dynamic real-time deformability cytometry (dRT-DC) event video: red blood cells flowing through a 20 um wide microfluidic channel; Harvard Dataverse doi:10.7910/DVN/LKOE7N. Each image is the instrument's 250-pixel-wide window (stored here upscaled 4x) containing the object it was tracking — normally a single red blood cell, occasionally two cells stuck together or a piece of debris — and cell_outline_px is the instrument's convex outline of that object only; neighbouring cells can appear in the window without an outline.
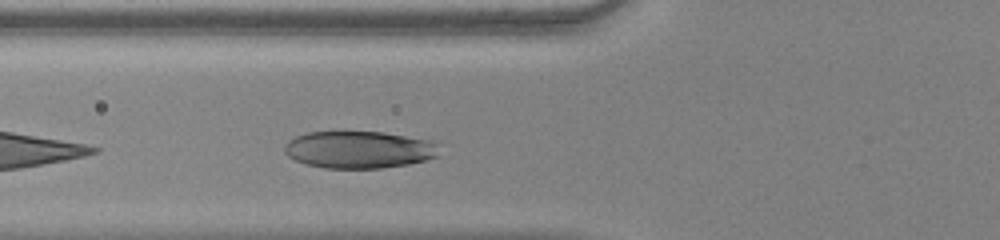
{"species": "human", "species_latin": "Homo sapiens", "temperature_condition": "warm", "stored_images_in_passage": 28, "camera_frame_rate_fps": 3000, "um_per_image_px": 0.085, "donor": {"sex": "female"}, "frame": {"image": 1, "passage_image": 4, "time_ms": 1.0, "image_size_px": [1000, 240], "cell_outline_px": [[440, 144], [436, 156], [424, 160], [408, 164], [380, 168], [324, 168], [308, 164], [296, 160], [288, 156], [284, 152], [284, 144], [288, 140], [296, 136], [308, 132], [384, 132], [436, 140]], "centroid_in_image_um": [30.55, 12.71], "position_along_channel_um": 95.3, "area_um2": 33.76}}
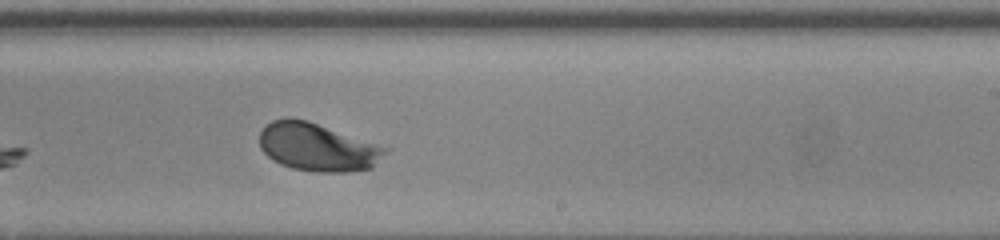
{"frame": {"image": 2, "passage_image": 17, "time_ms": 5.333, "image_size_px": [1000, 240], "cell_outline_px": [[392, 148], [372, 168], [348, 172], [312, 172], [292, 168], [280, 164], [272, 160], [260, 148], [260, 132], [272, 120], [308, 120]], "centroid_in_image_um": [27.06, 12.53], "position_along_channel_um": 261.9, "area_um2": 35.26}}
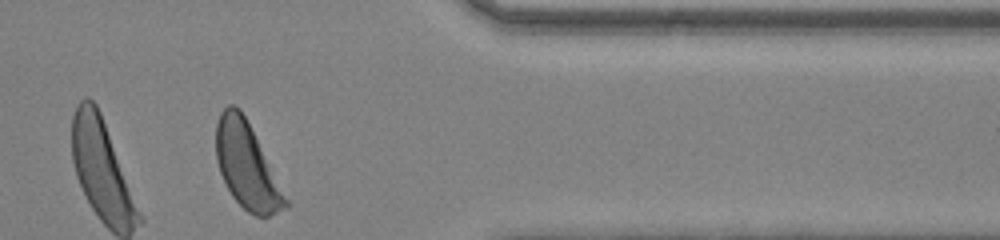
{"frame": {"image": 3, "passage_image": 28, "time_ms": 9.0, "image_size_px": [1000, 240], "cell_outline_px": [[288, 204], [284, 208], [268, 216], [256, 216], [248, 212], [232, 196], [220, 172], [216, 160], [216, 124], [220, 112], [228, 104], [232, 104], [240, 108], [288, 200]], "centroid_in_image_um": [20.93, 14.07], "position_along_channel_um": 390.5, "area_um2": 33.7}, "authors_computed_cell_mechanics": {"area_um2": 34.6511, "velocity_mm_per_s": 3.8621, "shape_relaxation_time_tau1_ms": 1.9916, "shape_relaxation_time_tau2_ms": null, "deformation_change_tau1": 0.1504, "deformation_change_tau2": null}}